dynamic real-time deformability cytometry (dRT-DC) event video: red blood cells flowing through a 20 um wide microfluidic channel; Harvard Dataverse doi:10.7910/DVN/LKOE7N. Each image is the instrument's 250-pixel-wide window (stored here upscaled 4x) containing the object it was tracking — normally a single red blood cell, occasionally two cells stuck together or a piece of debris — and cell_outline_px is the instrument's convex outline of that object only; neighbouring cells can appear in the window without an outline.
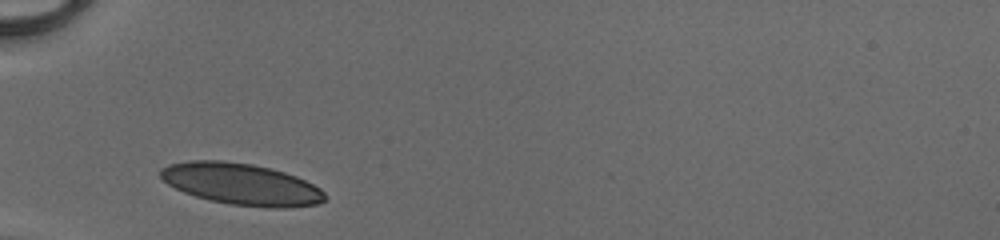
{"species": "human", "species_latin": "Homo sapiens", "temperature_condition": "cold", "stored_images_in_passage": 30, "camera_frame_rate_fps": 3000, "um_per_image_px": 0.085, "donor": {"sex": "male"}, "frame": {"image": 1, "passage_image": 1, "time_ms": 0.0, "image_size_px": [1000, 240], "cell_outline_px": [[324, 200], [316, 204], [284, 208], [276, 208], [232, 204], [212, 200], [196, 196], [184, 192], [168, 184], [160, 176], [160, 168], [168, 164], [188, 160], [220, 160], [252, 164], [284, 172], [296, 176], [320, 188], [324, 192]], "centroid_in_image_um": [20.48, 15.63], "position_along_channel_um": 64.5, "area_um2": 39.42}}
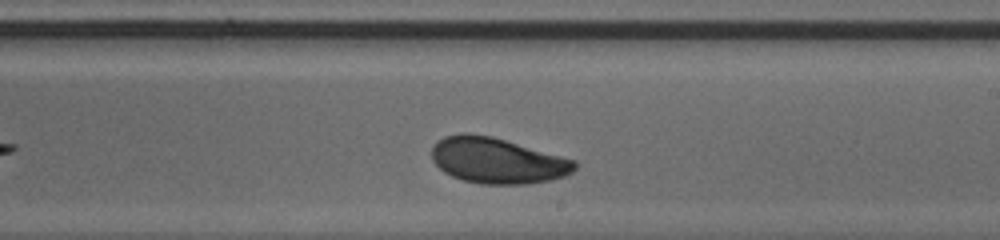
{"frame": {"image": 2, "passage_image": 15, "time_ms": 4.667, "image_size_px": [1000, 240], "cell_outline_px": [[576, 168], [572, 172], [564, 176], [552, 180], [528, 184], [480, 184], [464, 180], [452, 176], [444, 172], [432, 160], [432, 148], [444, 136], [464, 132], [492, 136], [576, 160]], "centroid_in_image_um": [42.28, 13.65], "position_along_channel_um": 246.7, "area_um2": 38.09}}
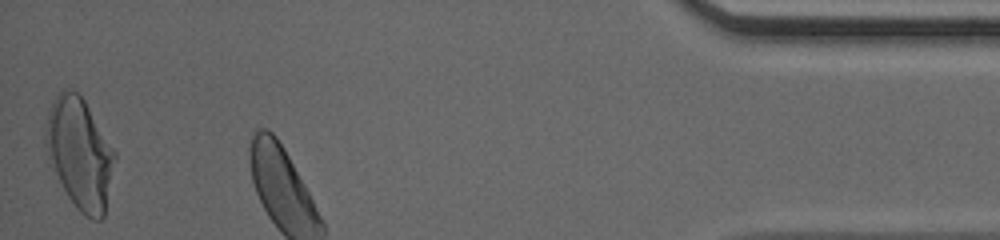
{"frame": {"image": 3, "passage_image": 30, "time_ms": 9.667, "image_size_px": [1000, 240], "cell_outline_px": [[116, 156], [104, 216], [100, 220], [92, 220], [80, 212], [76, 208], [68, 196], [52, 168], [44, 144], [44, 136], [48, 112], [52, 100], [64, 88], [72, 88], [84, 100], [116, 152]], "centroid_in_image_um": [6.76, 13.03], "position_along_channel_um": 428.4, "area_um2": 44.51}, "authors_computed_cell_mechanics": {"area_um2": 38.3503, "velocity_mm_per_s": 4.0926, "shape_relaxation_time_tau1_ms": 3.1067, "shape_relaxation_time_tau2_ms": null, "deformation_change_tau1": 0.1332, "deformation_change_tau2": null}}